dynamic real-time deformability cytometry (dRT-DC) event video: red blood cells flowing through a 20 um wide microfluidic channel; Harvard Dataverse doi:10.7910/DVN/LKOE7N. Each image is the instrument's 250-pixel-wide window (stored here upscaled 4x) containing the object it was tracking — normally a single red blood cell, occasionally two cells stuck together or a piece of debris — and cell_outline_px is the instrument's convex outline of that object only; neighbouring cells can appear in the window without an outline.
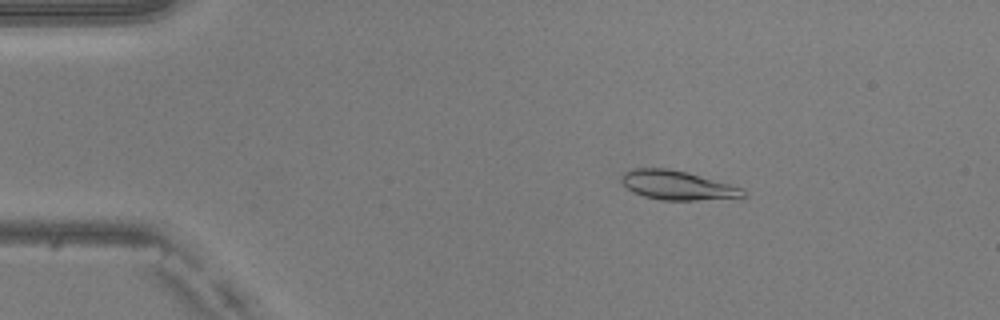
{"species": "common noctule bat (a hibernating species)", "species_latin": "Nyctalus noctula", "temperature_condition": "warm", "stored_images_in_passage": 50, "camera_frame_rate_fps": 3000, "um_per_image_px": 0.085, "animal": {"sex": "male", "body_mass_g": 20.5, "forearm_length_mm": 52.5}, "frame": {"image": 1, "passage_image": 9, "time_ms": 2.667, "image_size_px": [1000, 320], "cell_outline_px": [[744, 196], [696, 200], [660, 200], [644, 196], [632, 192], [620, 180], [620, 176], [624, 172], [632, 168], [668, 168], [688, 172], [744, 188]], "centroid_in_image_um": [57.51, 15.73], "position_along_channel_um": 27.5, "area_um2": 20.58}}
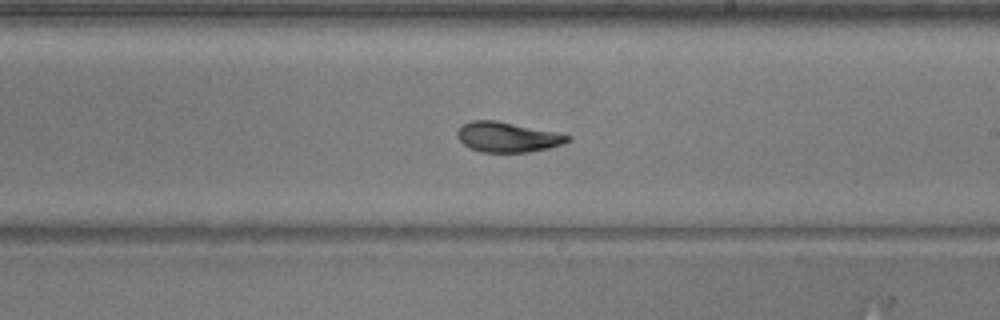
{"frame": {"image": 2, "passage_image": 30, "time_ms": 9.667, "image_size_px": [1000, 320], "cell_outline_px": [[572, 140], [564, 144], [548, 148], [528, 152], [480, 152], [468, 148], [456, 136], [456, 132], [464, 124], [472, 120], [496, 120], [556, 132], [572, 136]], "centroid_in_image_um": [43.15, 11.66], "position_along_channel_um": 245.9, "area_um2": 19.42}}
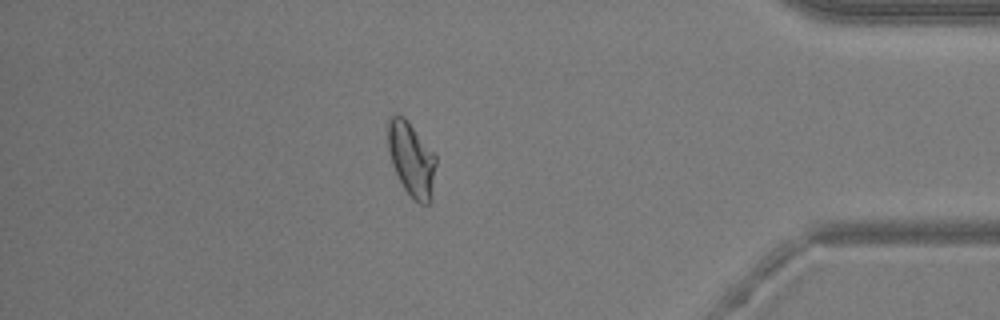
{"frame": {"image": 3, "passage_image": 44, "time_ms": 14.333, "image_size_px": [1000, 320], "cell_outline_px": [[436, 164], [432, 196], [428, 204], [420, 204], [404, 188], [392, 164], [388, 148], [388, 116], [404, 116], [408, 120], [436, 156]], "centroid_in_image_um": [34.98, 13.51], "position_along_channel_um": 400.2, "area_um2": 20.46}, "authors_computed_cell_mechanics": {"area_um2": 20.2011, "velocity_mm_per_s": 4.0591, "shape_relaxation_time_tau1_ms": 2.6048, "shape_relaxation_time_tau2_ms": 1.4874, "deformation_change_tau1": 0.1403, "deformation_change_tau2": 0.0606}}